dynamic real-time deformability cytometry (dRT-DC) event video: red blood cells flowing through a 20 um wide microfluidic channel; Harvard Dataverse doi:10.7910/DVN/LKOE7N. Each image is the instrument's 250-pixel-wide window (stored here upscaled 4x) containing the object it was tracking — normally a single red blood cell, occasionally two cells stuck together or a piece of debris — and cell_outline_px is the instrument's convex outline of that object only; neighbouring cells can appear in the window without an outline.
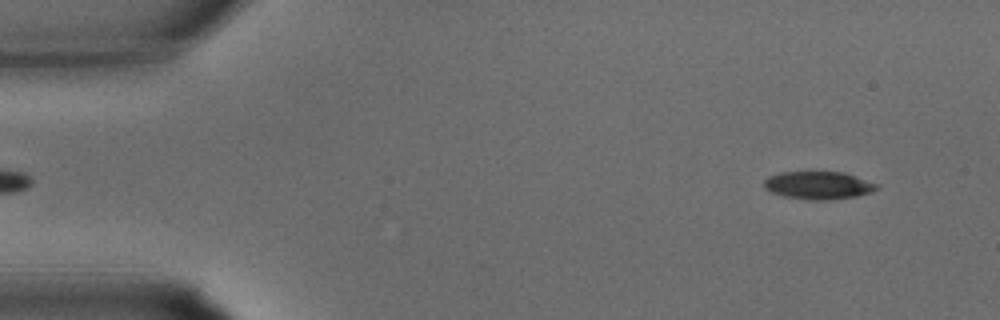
{"species": "common noctule bat (a hibernating species)", "species_latin": "Nyctalus noctula", "temperature_condition": "warm", "stored_images_in_passage": 33, "camera_frame_rate_fps": 3000, "um_per_image_px": 0.085, "animal": {"sex": "male", "body_mass_g": 15.6}, "frame": {"image": 1, "passage_image": 2, "time_ms": 0.333, "image_size_px": [1000, 320], "cell_outline_px": [[880, 188], [872, 192], [856, 196], [828, 200], [808, 200], [784, 196], [772, 192], [764, 188], [764, 180], [768, 176], [780, 172], [844, 172], [880, 184]], "centroid_in_image_um": [69.6, 15.75], "position_along_channel_um": 15.4, "area_um2": 18.44}}
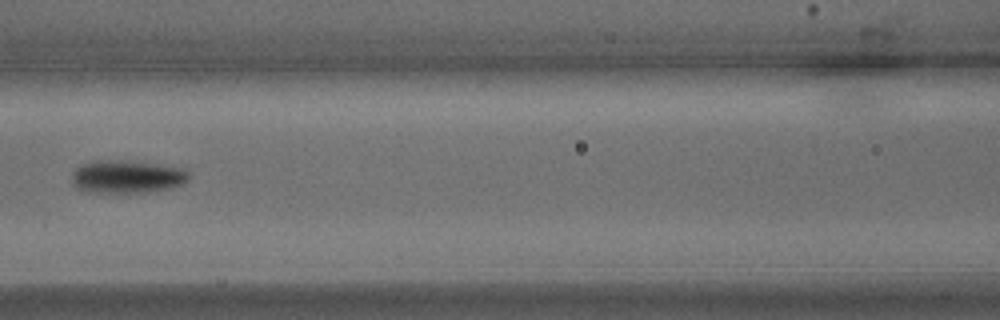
{"frame": {"image": 2, "passage_image": 14, "time_ms": 4.333, "image_size_px": [1000, 320], "cell_outline_px": [[188, 180], [180, 184], [168, 188], [144, 192], [84, 192], [76, 188], [72, 184], [72, 172], [76, 168], [84, 164], [96, 160], [112, 160], [156, 164], [180, 168], [188, 172]], "centroid_in_image_um": [10.71, 15.03], "position_along_channel_um": 155.9, "area_um2": 22.02}}
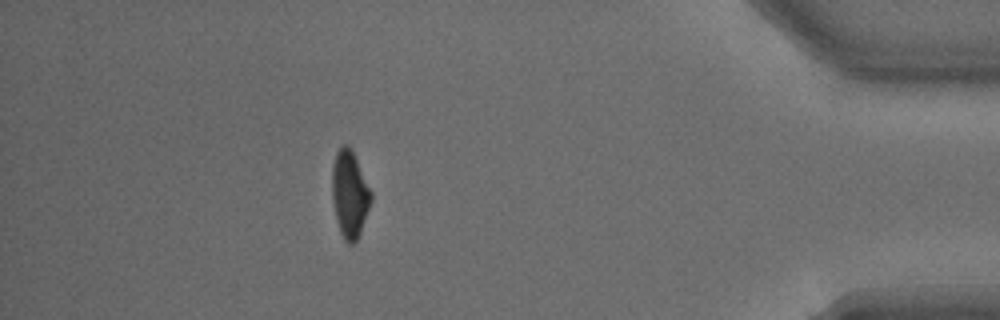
{"frame": {"image": 3, "passage_image": 29, "time_ms": 9.333, "image_size_px": [1000, 320], "cell_outline_px": [[372, 200], [360, 232], [356, 240], [352, 244], [348, 244], [344, 240], [340, 232], [336, 220], [332, 200], [332, 164], [336, 152], [344, 144], [348, 144], [352, 148], [372, 192]], "centroid_in_image_um": [29.72, 16.47], "position_along_channel_um": 405.5, "area_um2": 19.94}}